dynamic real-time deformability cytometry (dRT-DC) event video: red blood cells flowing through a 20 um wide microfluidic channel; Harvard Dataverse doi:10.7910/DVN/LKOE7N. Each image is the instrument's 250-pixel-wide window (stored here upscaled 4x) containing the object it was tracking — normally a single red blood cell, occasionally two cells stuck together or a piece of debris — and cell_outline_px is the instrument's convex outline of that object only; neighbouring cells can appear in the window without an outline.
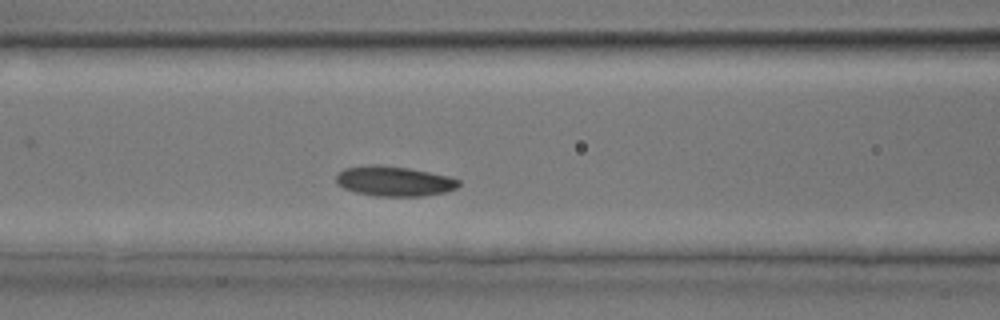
{"species": "common noctule bat (a hibernating species)", "species_latin": "Nyctalus noctula", "temperature_condition": "room temperature", "stored_images_in_passage": 29, "camera_frame_rate_fps": 3000, "um_per_image_px": 0.085, "animal": {"sex": "male", "body_mass_g": 17.9, "forearm_length_mm": 54.2}, "frame": {"image": 1, "passage_image": 10, "time_ms": 3.0, "image_size_px": [1000, 320], "cell_outline_px": [[460, 184], [456, 188], [444, 192], [424, 196], [376, 196], [356, 192], [344, 188], [336, 184], [336, 176], [344, 168], [368, 164], [380, 164], [408, 168], [448, 176], [460, 180]], "centroid_in_image_um": [33.48, 15.39], "position_along_channel_um": 133.1, "area_um2": 21.44}}